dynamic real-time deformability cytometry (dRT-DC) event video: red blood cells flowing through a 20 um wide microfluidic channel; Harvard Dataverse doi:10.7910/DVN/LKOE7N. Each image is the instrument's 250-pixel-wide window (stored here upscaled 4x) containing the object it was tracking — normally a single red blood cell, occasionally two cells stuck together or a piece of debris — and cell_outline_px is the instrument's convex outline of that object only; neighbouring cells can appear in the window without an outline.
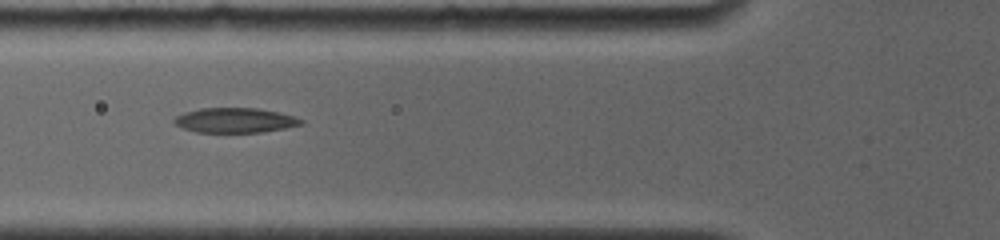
{"species": "common noctule bat (a hibernating species)", "species_latin": "Nyctalus noctula", "temperature_condition": "room temperature", "stored_images_in_passage": 7, "camera_frame_rate_fps": 4000, "um_per_image_px": 0.085, "animal": {"sex": "female", "body_mass_g": 19.0, "forearm_length_mm": 56.7}, "frame": {"image": 1, "passage_image": 5, "time_ms": 4.75, "image_size_px": [1000, 240], "cell_outline_px": [[304, 124], [264, 132], [196, 132], [184, 128], [176, 124], [172, 120], [176, 116], [184, 112], [200, 108], [256, 108], [276, 112], [292, 116], [304, 120]], "centroid_in_image_um": [19.96, 10.22], "position_along_channel_um": 105.8, "area_um2": 18.21}}
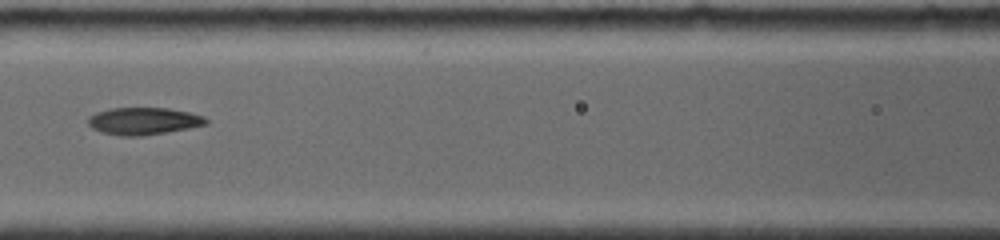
{"frame": {"image": 2, "passage_image": 6, "time_ms": 6.0, "image_size_px": [1000, 240], "cell_outline_px": [[208, 124], [188, 128], [140, 136], [120, 136], [100, 132], [92, 128], [88, 124], [88, 116], [96, 112], [112, 108], [168, 108], [188, 112], [204, 116], [208, 120]], "centroid_in_image_um": [12.17, 10.29], "position_along_channel_um": 154.4, "area_um2": 18.67}}